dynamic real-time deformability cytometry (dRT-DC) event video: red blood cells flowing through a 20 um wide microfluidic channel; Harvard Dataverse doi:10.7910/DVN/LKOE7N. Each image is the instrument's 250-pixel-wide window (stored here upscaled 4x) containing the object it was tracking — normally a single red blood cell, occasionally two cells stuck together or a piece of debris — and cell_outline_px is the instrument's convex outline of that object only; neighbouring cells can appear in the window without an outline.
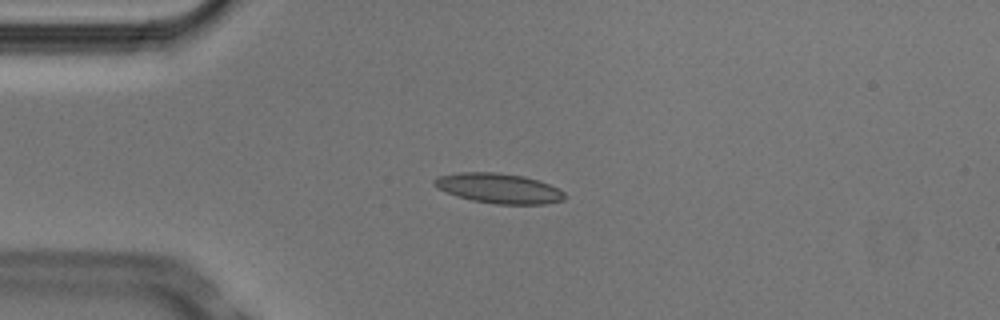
{"species": "Egyptian fruit bat (a non-hibernating species)", "species_latin": "Rousettus aegyptiacus", "temperature_condition": "cold", "stored_images_in_passage": 4, "camera_frame_rate_fps": 3000, "um_per_image_px": 0.085, "animal": {"sex": "male"}, "frame": {"image": 1, "passage_image": 4, "time_ms": 1.0, "image_size_px": [1000, 320], "cell_outline_px": [[564, 200], [544, 204], [496, 204], [472, 200], [436, 188], [432, 184], [432, 180], [436, 176], [460, 172], [496, 172], [524, 176], [540, 180], [560, 188], [564, 192]], "centroid_in_image_um": [42.4, 15.99], "position_along_channel_um": 42.6, "area_um2": 22.89}}